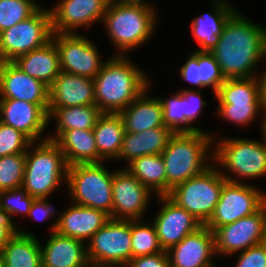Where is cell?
<instances>
[{
  "mask_svg": "<svg viewBox=\"0 0 266 267\" xmlns=\"http://www.w3.org/2000/svg\"><path fill=\"white\" fill-rule=\"evenodd\" d=\"M238 9L224 25L220 40L210 51L225 79L259 76L257 66L266 59V27L254 23Z\"/></svg>",
  "mask_w": 266,
  "mask_h": 267,
  "instance_id": "obj_1",
  "label": "cell"
},
{
  "mask_svg": "<svg viewBox=\"0 0 266 267\" xmlns=\"http://www.w3.org/2000/svg\"><path fill=\"white\" fill-rule=\"evenodd\" d=\"M129 55H111L94 80L95 105L103 113H119L140 96L150 78Z\"/></svg>",
  "mask_w": 266,
  "mask_h": 267,
  "instance_id": "obj_2",
  "label": "cell"
},
{
  "mask_svg": "<svg viewBox=\"0 0 266 267\" xmlns=\"http://www.w3.org/2000/svg\"><path fill=\"white\" fill-rule=\"evenodd\" d=\"M213 151L214 140L208 130L173 133L161 154L166 169V195L178 184L210 167L214 161Z\"/></svg>",
  "mask_w": 266,
  "mask_h": 267,
  "instance_id": "obj_3",
  "label": "cell"
},
{
  "mask_svg": "<svg viewBox=\"0 0 266 267\" xmlns=\"http://www.w3.org/2000/svg\"><path fill=\"white\" fill-rule=\"evenodd\" d=\"M158 8L153 3L141 4H114L109 3L102 18L109 40L115 55H127L149 42L156 33ZM128 52V53H127Z\"/></svg>",
  "mask_w": 266,
  "mask_h": 267,
  "instance_id": "obj_4",
  "label": "cell"
},
{
  "mask_svg": "<svg viewBox=\"0 0 266 267\" xmlns=\"http://www.w3.org/2000/svg\"><path fill=\"white\" fill-rule=\"evenodd\" d=\"M211 136L214 140L213 163L219 165L221 175L228 182L245 183L248 179L266 176V143L263 138L259 141L246 137H218L215 133Z\"/></svg>",
  "mask_w": 266,
  "mask_h": 267,
  "instance_id": "obj_5",
  "label": "cell"
},
{
  "mask_svg": "<svg viewBox=\"0 0 266 267\" xmlns=\"http://www.w3.org/2000/svg\"><path fill=\"white\" fill-rule=\"evenodd\" d=\"M25 156L22 187L35 199H50L63 181L67 183L68 165L55 141L45 139L32 142Z\"/></svg>",
  "mask_w": 266,
  "mask_h": 267,
  "instance_id": "obj_6",
  "label": "cell"
},
{
  "mask_svg": "<svg viewBox=\"0 0 266 267\" xmlns=\"http://www.w3.org/2000/svg\"><path fill=\"white\" fill-rule=\"evenodd\" d=\"M114 172L105 162L68 166L66 187L71 202L101 210L112 218Z\"/></svg>",
  "mask_w": 266,
  "mask_h": 267,
  "instance_id": "obj_7",
  "label": "cell"
},
{
  "mask_svg": "<svg viewBox=\"0 0 266 267\" xmlns=\"http://www.w3.org/2000/svg\"><path fill=\"white\" fill-rule=\"evenodd\" d=\"M226 182L213 163L204 172L175 186L168 196L202 225H206L215 211Z\"/></svg>",
  "mask_w": 266,
  "mask_h": 267,
  "instance_id": "obj_8",
  "label": "cell"
},
{
  "mask_svg": "<svg viewBox=\"0 0 266 267\" xmlns=\"http://www.w3.org/2000/svg\"><path fill=\"white\" fill-rule=\"evenodd\" d=\"M50 10H37L29 18L0 32V62H12L17 57L38 49L52 40Z\"/></svg>",
  "mask_w": 266,
  "mask_h": 267,
  "instance_id": "obj_9",
  "label": "cell"
},
{
  "mask_svg": "<svg viewBox=\"0 0 266 267\" xmlns=\"http://www.w3.org/2000/svg\"><path fill=\"white\" fill-rule=\"evenodd\" d=\"M92 265L126 267L132 258L131 220L112 219L86 243Z\"/></svg>",
  "mask_w": 266,
  "mask_h": 267,
  "instance_id": "obj_10",
  "label": "cell"
},
{
  "mask_svg": "<svg viewBox=\"0 0 266 267\" xmlns=\"http://www.w3.org/2000/svg\"><path fill=\"white\" fill-rule=\"evenodd\" d=\"M266 203V193L252 183L226 182L212 217L205 225L214 231L257 212Z\"/></svg>",
  "mask_w": 266,
  "mask_h": 267,
  "instance_id": "obj_11",
  "label": "cell"
},
{
  "mask_svg": "<svg viewBox=\"0 0 266 267\" xmlns=\"http://www.w3.org/2000/svg\"><path fill=\"white\" fill-rule=\"evenodd\" d=\"M52 40L59 52L61 72L94 79L105 63L99 47L87 35L53 34Z\"/></svg>",
  "mask_w": 266,
  "mask_h": 267,
  "instance_id": "obj_12",
  "label": "cell"
},
{
  "mask_svg": "<svg viewBox=\"0 0 266 267\" xmlns=\"http://www.w3.org/2000/svg\"><path fill=\"white\" fill-rule=\"evenodd\" d=\"M217 256H232L264 241L266 233V203L253 214L216 228L214 231Z\"/></svg>",
  "mask_w": 266,
  "mask_h": 267,
  "instance_id": "obj_13",
  "label": "cell"
},
{
  "mask_svg": "<svg viewBox=\"0 0 266 267\" xmlns=\"http://www.w3.org/2000/svg\"><path fill=\"white\" fill-rule=\"evenodd\" d=\"M153 193L126 169L115 170L112 183V219H144Z\"/></svg>",
  "mask_w": 266,
  "mask_h": 267,
  "instance_id": "obj_14",
  "label": "cell"
},
{
  "mask_svg": "<svg viewBox=\"0 0 266 267\" xmlns=\"http://www.w3.org/2000/svg\"><path fill=\"white\" fill-rule=\"evenodd\" d=\"M110 0H59L50 8L53 34H78L101 22ZM77 30V31H76Z\"/></svg>",
  "mask_w": 266,
  "mask_h": 267,
  "instance_id": "obj_15",
  "label": "cell"
},
{
  "mask_svg": "<svg viewBox=\"0 0 266 267\" xmlns=\"http://www.w3.org/2000/svg\"><path fill=\"white\" fill-rule=\"evenodd\" d=\"M161 205L152 224L163 251L177 245L188 234L195 232L202 224L186 209L180 207L168 195L157 196Z\"/></svg>",
  "mask_w": 266,
  "mask_h": 267,
  "instance_id": "obj_16",
  "label": "cell"
},
{
  "mask_svg": "<svg viewBox=\"0 0 266 267\" xmlns=\"http://www.w3.org/2000/svg\"><path fill=\"white\" fill-rule=\"evenodd\" d=\"M0 99H16L49 110V87L27 75L13 62H0Z\"/></svg>",
  "mask_w": 266,
  "mask_h": 267,
  "instance_id": "obj_17",
  "label": "cell"
},
{
  "mask_svg": "<svg viewBox=\"0 0 266 267\" xmlns=\"http://www.w3.org/2000/svg\"><path fill=\"white\" fill-rule=\"evenodd\" d=\"M170 267H214V233L202 225L167 251Z\"/></svg>",
  "mask_w": 266,
  "mask_h": 267,
  "instance_id": "obj_18",
  "label": "cell"
},
{
  "mask_svg": "<svg viewBox=\"0 0 266 267\" xmlns=\"http://www.w3.org/2000/svg\"><path fill=\"white\" fill-rule=\"evenodd\" d=\"M0 106L2 123L19 130L32 142L48 139L45 130L49 125V115L40 105L23 100L0 99Z\"/></svg>",
  "mask_w": 266,
  "mask_h": 267,
  "instance_id": "obj_19",
  "label": "cell"
},
{
  "mask_svg": "<svg viewBox=\"0 0 266 267\" xmlns=\"http://www.w3.org/2000/svg\"><path fill=\"white\" fill-rule=\"evenodd\" d=\"M56 232L60 235L75 238L87 243L102 228L110 216L101 210L70 204L60 212Z\"/></svg>",
  "mask_w": 266,
  "mask_h": 267,
  "instance_id": "obj_20",
  "label": "cell"
},
{
  "mask_svg": "<svg viewBox=\"0 0 266 267\" xmlns=\"http://www.w3.org/2000/svg\"><path fill=\"white\" fill-rule=\"evenodd\" d=\"M95 105L94 80L60 72L49 87V108Z\"/></svg>",
  "mask_w": 266,
  "mask_h": 267,
  "instance_id": "obj_21",
  "label": "cell"
},
{
  "mask_svg": "<svg viewBox=\"0 0 266 267\" xmlns=\"http://www.w3.org/2000/svg\"><path fill=\"white\" fill-rule=\"evenodd\" d=\"M228 1L212 0L211 11L203 13L191 20V33L198 44L197 49H194L195 51L210 52L219 42L224 25L237 10Z\"/></svg>",
  "mask_w": 266,
  "mask_h": 267,
  "instance_id": "obj_22",
  "label": "cell"
},
{
  "mask_svg": "<svg viewBox=\"0 0 266 267\" xmlns=\"http://www.w3.org/2000/svg\"><path fill=\"white\" fill-rule=\"evenodd\" d=\"M42 267H87L86 243L75 238L50 232L48 240L41 244Z\"/></svg>",
  "mask_w": 266,
  "mask_h": 267,
  "instance_id": "obj_23",
  "label": "cell"
},
{
  "mask_svg": "<svg viewBox=\"0 0 266 267\" xmlns=\"http://www.w3.org/2000/svg\"><path fill=\"white\" fill-rule=\"evenodd\" d=\"M152 82L149 80L148 88L119 112L125 132L139 133L164 126L161 102L149 93Z\"/></svg>",
  "mask_w": 266,
  "mask_h": 267,
  "instance_id": "obj_24",
  "label": "cell"
},
{
  "mask_svg": "<svg viewBox=\"0 0 266 267\" xmlns=\"http://www.w3.org/2000/svg\"><path fill=\"white\" fill-rule=\"evenodd\" d=\"M27 75L51 86L61 72L59 52L53 40L12 61Z\"/></svg>",
  "mask_w": 266,
  "mask_h": 267,
  "instance_id": "obj_25",
  "label": "cell"
},
{
  "mask_svg": "<svg viewBox=\"0 0 266 267\" xmlns=\"http://www.w3.org/2000/svg\"><path fill=\"white\" fill-rule=\"evenodd\" d=\"M172 134L165 126L139 133L125 132L117 160L127 164L138 157L162 154Z\"/></svg>",
  "mask_w": 266,
  "mask_h": 267,
  "instance_id": "obj_26",
  "label": "cell"
},
{
  "mask_svg": "<svg viewBox=\"0 0 266 267\" xmlns=\"http://www.w3.org/2000/svg\"><path fill=\"white\" fill-rule=\"evenodd\" d=\"M99 163L118 159L125 128L119 113H102L93 128Z\"/></svg>",
  "mask_w": 266,
  "mask_h": 267,
  "instance_id": "obj_27",
  "label": "cell"
},
{
  "mask_svg": "<svg viewBox=\"0 0 266 267\" xmlns=\"http://www.w3.org/2000/svg\"><path fill=\"white\" fill-rule=\"evenodd\" d=\"M55 142L63 152L68 166L99 163L93 130L73 129L64 131Z\"/></svg>",
  "mask_w": 266,
  "mask_h": 267,
  "instance_id": "obj_28",
  "label": "cell"
},
{
  "mask_svg": "<svg viewBox=\"0 0 266 267\" xmlns=\"http://www.w3.org/2000/svg\"><path fill=\"white\" fill-rule=\"evenodd\" d=\"M102 111L96 105H83L76 107L49 108V124L54 119L55 133L47 137L55 141L64 131L81 129L93 130Z\"/></svg>",
  "mask_w": 266,
  "mask_h": 267,
  "instance_id": "obj_29",
  "label": "cell"
},
{
  "mask_svg": "<svg viewBox=\"0 0 266 267\" xmlns=\"http://www.w3.org/2000/svg\"><path fill=\"white\" fill-rule=\"evenodd\" d=\"M40 245L32 232L19 231L2 249L3 267H42Z\"/></svg>",
  "mask_w": 266,
  "mask_h": 267,
  "instance_id": "obj_30",
  "label": "cell"
},
{
  "mask_svg": "<svg viewBox=\"0 0 266 267\" xmlns=\"http://www.w3.org/2000/svg\"><path fill=\"white\" fill-rule=\"evenodd\" d=\"M126 166L124 169L154 193L155 197L166 195V169L161 154L135 158Z\"/></svg>",
  "mask_w": 266,
  "mask_h": 267,
  "instance_id": "obj_31",
  "label": "cell"
},
{
  "mask_svg": "<svg viewBox=\"0 0 266 267\" xmlns=\"http://www.w3.org/2000/svg\"><path fill=\"white\" fill-rule=\"evenodd\" d=\"M215 98L218 104L263 103L260 78L255 76L225 79Z\"/></svg>",
  "mask_w": 266,
  "mask_h": 267,
  "instance_id": "obj_32",
  "label": "cell"
},
{
  "mask_svg": "<svg viewBox=\"0 0 266 267\" xmlns=\"http://www.w3.org/2000/svg\"><path fill=\"white\" fill-rule=\"evenodd\" d=\"M131 220L132 258L164 252L152 222Z\"/></svg>",
  "mask_w": 266,
  "mask_h": 267,
  "instance_id": "obj_33",
  "label": "cell"
},
{
  "mask_svg": "<svg viewBox=\"0 0 266 267\" xmlns=\"http://www.w3.org/2000/svg\"><path fill=\"white\" fill-rule=\"evenodd\" d=\"M158 99L161 102L165 127H168L173 133L198 131L184 117V96L179 90L172 93L167 99L164 97H158Z\"/></svg>",
  "mask_w": 266,
  "mask_h": 267,
  "instance_id": "obj_34",
  "label": "cell"
},
{
  "mask_svg": "<svg viewBox=\"0 0 266 267\" xmlns=\"http://www.w3.org/2000/svg\"><path fill=\"white\" fill-rule=\"evenodd\" d=\"M217 106L216 113L221 120L234 126L238 125L240 128L252 125L251 123L256 122L260 115L262 118L265 115L263 103L217 104Z\"/></svg>",
  "mask_w": 266,
  "mask_h": 267,
  "instance_id": "obj_35",
  "label": "cell"
},
{
  "mask_svg": "<svg viewBox=\"0 0 266 267\" xmlns=\"http://www.w3.org/2000/svg\"><path fill=\"white\" fill-rule=\"evenodd\" d=\"M25 165V154L0 157V192L22 187Z\"/></svg>",
  "mask_w": 266,
  "mask_h": 267,
  "instance_id": "obj_36",
  "label": "cell"
},
{
  "mask_svg": "<svg viewBox=\"0 0 266 267\" xmlns=\"http://www.w3.org/2000/svg\"><path fill=\"white\" fill-rule=\"evenodd\" d=\"M37 10L26 0H0V32L29 18Z\"/></svg>",
  "mask_w": 266,
  "mask_h": 267,
  "instance_id": "obj_37",
  "label": "cell"
},
{
  "mask_svg": "<svg viewBox=\"0 0 266 267\" xmlns=\"http://www.w3.org/2000/svg\"><path fill=\"white\" fill-rule=\"evenodd\" d=\"M32 141L22 132L0 122V157L26 154Z\"/></svg>",
  "mask_w": 266,
  "mask_h": 267,
  "instance_id": "obj_38",
  "label": "cell"
},
{
  "mask_svg": "<svg viewBox=\"0 0 266 267\" xmlns=\"http://www.w3.org/2000/svg\"><path fill=\"white\" fill-rule=\"evenodd\" d=\"M34 199L23 187L1 191L0 208L10 214L12 219L18 214L28 216Z\"/></svg>",
  "mask_w": 266,
  "mask_h": 267,
  "instance_id": "obj_39",
  "label": "cell"
},
{
  "mask_svg": "<svg viewBox=\"0 0 266 267\" xmlns=\"http://www.w3.org/2000/svg\"><path fill=\"white\" fill-rule=\"evenodd\" d=\"M200 90L211 87L214 94L225 81L216 58L210 52H199Z\"/></svg>",
  "mask_w": 266,
  "mask_h": 267,
  "instance_id": "obj_40",
  "label": "cell"
},
{
  "mask_svg": "<svg viewBox=\"0 0 266 267\" xmlns=\"http://www.w3.org/2000/svg\"><path fill=\"white\" fill-rule=\"evenodd\" d=\"M184 96V117L199 131H205L204 129L197 127L195 124L199 125L198 118L201 112L204 111V107H207V101L203 100L202 91L200 89H187L182 88L179 90ZM197 121V122H196Z\"/></svg>",
  "mask_w": 266,
  "mask_h": 267,
  "instance_id": "obj_41",
  "label": "cell"
},
{
  "mask_svg": "<svg viewBox=\"0 0 266 267\" xmlns=\"http://www.w3.org/2000/svg\"><path fill=\"white\" fill-rule=\"evenodd\" d=\"M233 255H238L234 267H266V245L263 242Z\"/></svg>",
  "mask_w": 266,
  "mask_h": 267,
  "instance_id": "obj_42",
  "label": "cell"
},
{
  "mask_svg": "<svg viewBox=\"0 0 266 267\" xmlns=\"http://www.w3.org/2000/svg\"><path fill=\"white\" fill-rule=\"evenodd\" d=\"M48 200V198L34 199L30 207L28 218L30 217L33 220L40 222L45 220L48 221V219H51L52 217L54 220H52L53 222L48 229L51 230L50 232H55L58 223V217L55 215L57 210Z\"/></svg>",
  "mask_w": 266,
  "mask_h": 267,
  "instance_id": "obj_43",
  "label": "cell"
},
{
  "mask_svg": "<svg viewBox=\"0 0 266 267\" xmlns=\"http://www.w3.org/2000/svg\"><path fill=\"white\" fill-rule=\"evenodd\" d=\"M189 53L186 62L178 68L179 75L184 82L200 88L199 52L194 50Z\"/></svg>",
  "mask_w": 266,
  "mask_h": 267,
  "instance_id": "obj_44",
  "label": "cell"
},
{
  "mask_svg": "<svg viewBox=\"0 0 266 267\" xmlns=\"http://www.w3.org/2000/svg\"><path fill=\"white\" fill-rule=\"evenodd\" d=\"M126 267H170L167 251L131 258Z\"/></svg>",
  "mask_w": 266,
  "mask_h": 267,
  "instance_id": "obj_45",
  "label": "cell"
},
{
  "mask_svg": "<svg viewBox=\"0 0 266 267\" xmlns=\"http://www.w3.org/2000/svg\"><path fill=\"white\" fill-rule=\"evenodd\" d=\"M19 227L4 209L0 208V250H2L9 240L19 234Z\"/></svg>",
  "mask_w": 266,
  "mask_h": 267,
  "instance_id": "obj_46",
  "label": "cell"
},
{
  "mask_svg": "<svg viewBox=\"0 0 266 267\" xmlns=\"http://www.w3.org/2000/svg\"><path fill=\"white\" fill-rule=\"evenodd\" d=\"M260 81H261V93H262V102H263V108L266 113V68L265 71L263 70V73L259 75Z\"/></svg>",
  "mask_w": 266,
  "mask_h": 267,
  "instance_id": "obj_47",
  "label": "cell"
},
{
  "mask_svg": "<svg viewBox=\"0 0 266 267\" xmlns=\"http://www.w3.org/2000/svg\"><path fill=\"white\" fill-rule=\"evenodd\" d=\"M114 4H141L149 3L148 0H110Z\"/></svg>",
  "mask_w": 266,
  "mask_h": 267,
  "instance_id": "obj_48",
  "label": "cell"
},
{
  "mask_svg": "<svg viewBox=\"0 0 266 267\" xmlns=\"http://www.w3.org/2000/svg\"><path fill=\"white\" fill-rule=\"evenodd\" d=\"M262 123L261 124V132H262V136L261 138H263L264 142L266 143V113L264 115V117L261 120Z\"/></svg>",
  "mask_w": 266,
  "mask_h": 267,
  "instance_id": "obj_49",
  "label": "cell"
},
{
  "mask_svg": "<svg viewBox=\"0 0 266 267\" xmlns=\"http://www.w3.org/2000/svg\"><path fill=\"white\" fill-rule=\"evenodd\" d=\"M28 2H30L31 4H33L37 9L39 10H44V7H42L40 4L37 3V1L35 0H26Z\"/></svg>",
  "mask_w": 266,
  "mask_h": 267,
  "instance_id": "obj_50",
  "label": "cell"
},
{
  "mask_svg": "<svg viewBox=\"0 0 266 267\" xmlns=\"http://www.w3.org/2000/svg\"><path fill=\"white\" fill-rule=\"evenodd\" d=\"M2 258V250H0V267H3Z\"/></svg>",
  "mask_w": 266,
  "mask_h": 267,
  "instance_id": "obj_51",
  "label": "cell"
},
{
  "mask_svg": "<svg viewBox=\"0 0 266 267\" xmlns=\"http://www.w3.org/2000/svg\"><path fill=\"white\" fill-rule=\"evenodd\" d=\"M87 267H112V266H97V265L89 264Z\"/></svg>",
  "mask_w": 266,
  "mask_h": 267,
  "instance_id": "obj_52",
  "label": "cell"
},
{
  "mask_svg": "<svg viewBox=\"0 0 266 267\" xmlns=\"http://www.w3.org/2000/svg\"><path fill=\"white\" fill-rule=\"evenodd\" d=\"M263 243L266 245V233H265V237H264Z\"/></svg>",
  "mask_w": 266,
  "mask_h": 267,
  "instance_id": "obj_53",
  "label": "cell"
},
{
  "mask_svg": "<svg viewBox=\"0 0 266 267\" xmlns=\"http://www.w3.org/2000/svg\"><path fill=\"white\" fill-rule=\"evenodd\" d=\"M1 116H2V115H1V106H0V122H1Z\"/></svg>",
  "mask_w": 266,
  "mask_h": 267,
  "instance_id": "obj_54",
  "label": "cell"
}]
</instances>
